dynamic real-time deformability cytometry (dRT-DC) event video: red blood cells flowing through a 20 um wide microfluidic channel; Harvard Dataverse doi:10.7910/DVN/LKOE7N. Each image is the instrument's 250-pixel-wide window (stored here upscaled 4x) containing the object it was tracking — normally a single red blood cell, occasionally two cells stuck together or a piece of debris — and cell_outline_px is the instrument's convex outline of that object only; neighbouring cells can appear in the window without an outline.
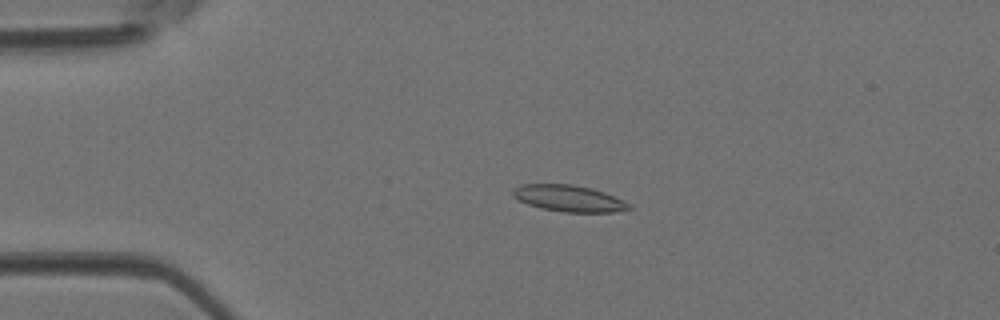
{"species": "Egyptian fruit bat (a non-hibernating species)", "species_latin": "Rousettus aegyptiacus", "temperature_condition": "room temperature", "stored_images_in_passage": 47, "camera_frame_rate_fps": 3000, "um_per_image_px": 0.085, "animal": {"sex": "female"}, "frame": {"image": 1, "passage_image": 11, "time_ms": 3.333, "image_size_px": [1000, 320], "cell_outline_px": [[632, 208], [612, 212], [564, 212], [540, 208], [528, 204], [512, 196], [512, 188], [520, 184], [572, 184], [592, 188], [604, 192], [628, 204]], "centroid_in_image_um": [48.27, 16.85], "position_along_channel_um": 36.7, "area_um2": 17.74}}
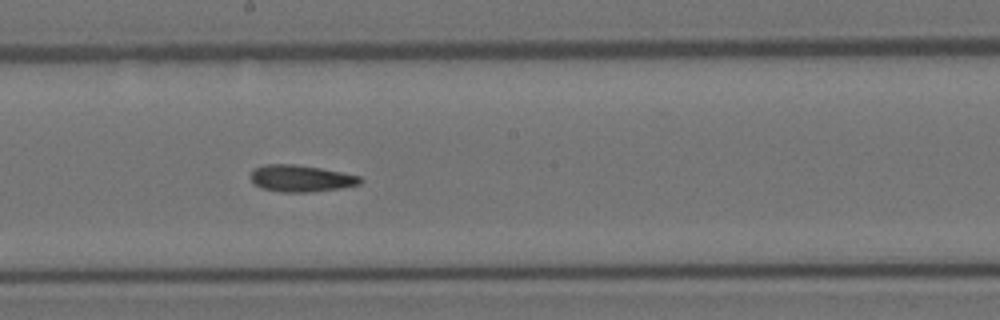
{"frame": {"image": 2, "passage_image": 26, "time_ms": 8.333, "image_size_px": [1000, 320], "cell_outline_px": [[364, 180], [360, 184], [340, 188], [312, 192], [280, 192], [260, 188], [252, 180], [252, 172], [256, 168], [264, 164], [292, 164], [320, 168], [360, 176]], "centroid_in_image_um": [25.6, 15.17], "position_along_channel_um": 222.6, "area_um2": 16.94}}
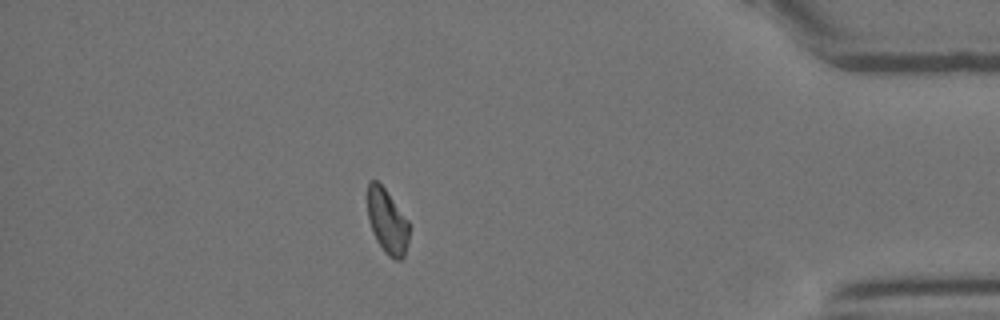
{"frame": {"image": 3, "passage_image": 41, "time_ms": 13.333, "image_size_px": [1000, 320], "cell_outline_px": [[408, 240], [404, 256], [400, 260], [396, 260], [388, 256], [384, 252], [376, 240], [372, 232], [368, 216], [368, 180], [376, 180], [384, 188], [408, 220]], "centroid_in_image_um": [32.9, 18.84], "position_along_channel_um": 402.3, "area_um2": 15.49}}